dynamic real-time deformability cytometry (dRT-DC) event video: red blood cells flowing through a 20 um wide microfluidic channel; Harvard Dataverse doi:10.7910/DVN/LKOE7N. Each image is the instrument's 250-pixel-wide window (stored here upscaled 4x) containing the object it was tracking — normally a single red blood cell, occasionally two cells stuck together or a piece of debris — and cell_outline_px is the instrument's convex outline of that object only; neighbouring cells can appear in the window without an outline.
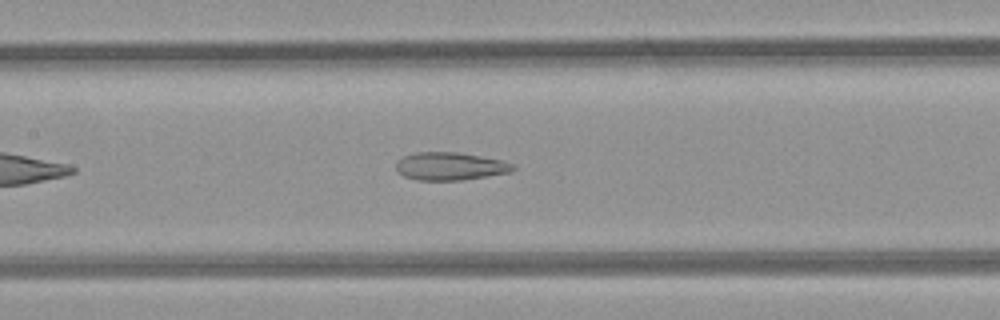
{"species": "common noctule bat (a hibernating species)", "species_latin": "Nyctalus noctula", "temperature_condition": "room temperature", "stored_images_in_passage": 30, "camera_frame_rate_fps": 3000, "um_per_image_px": 0.085, "animal": {"sex": "female", "body_mass_g": 21.9}, "frame": {"image": 1, "passage_image": 8, "time_ms": 2.333, "image_size_px": [1000, 320], "cell_outline_px": [[516, 168], [508, 172], [464, 180], [416, 180], [404, 176], [396, 172], [396, 164], [404, 156], [416, 152], [456, 152], [480, 156], [500, 160], [512, 164]], "centroid_in_image_um": [38.21, 14.13], "position_along_channel_um": 169.2, "area_um2": 18.79}}
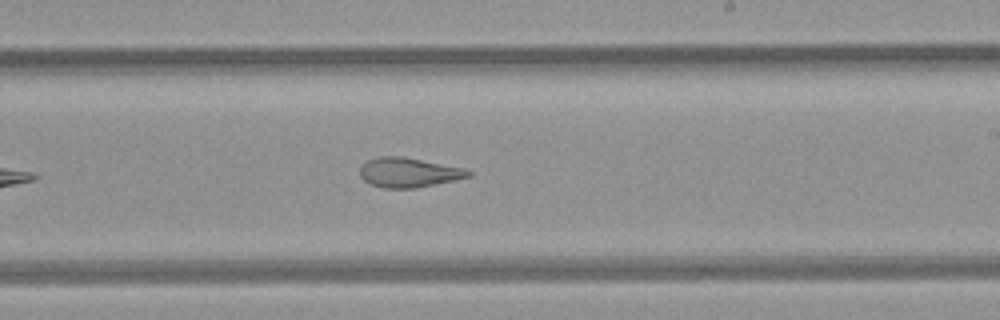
{"frame": {"image": 2, "passage_image": 14, "time_ms": 4.333, "image_size_px": [1000, 320], "cell_outline_px": [[472, 176], [436, 184], [416, 188], [384, 188], [372, 184], [364, 180], [360, 176], [360, 168], [368, 160], [380, 156], [400, 156], [464, 168], [472, 172]], "centroid_in_image_um": [34.74, 14.66], "position_along_channel_um": 254.3, "area_um2": 18.5}}
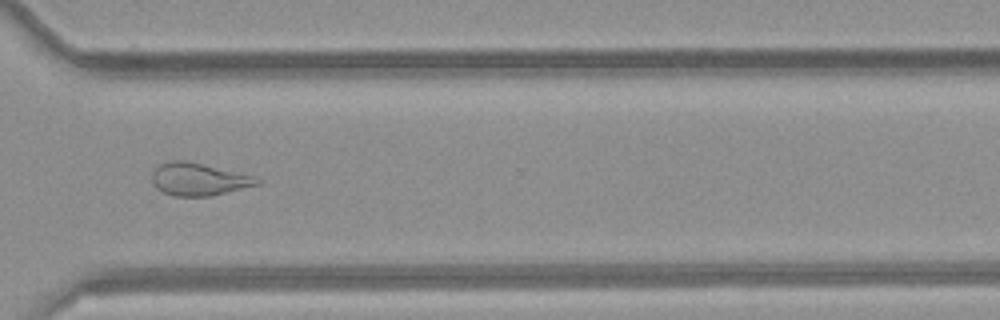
{"frame": {"image": 3, "passage_image": 21, "time_ms": 6.667, "image_size_px": [1000, 320], "cell_outline_px": [[264, 180], [260, 184], [212, 196], [172, 196], [156, 188], [152, 184], [152, 172], [160, 164], [172, 160], [184, 160], [252, 176]], "centroid_in_image_um": [16.86, 15.25], "position_along_channel_um": 353.7, "area_um2": 19.77}, "authors_computed_cell_mechanics": {"area_um2": 19.6809, "velocity_mm_per_s": 4.2683, "shape_relaxation_time_tau1_ms": null, "shape_relaxation_time_tau2_ms": 2.6834, "deformation_change_tau1": null, "deformation_change_tau2": 0.1157}}